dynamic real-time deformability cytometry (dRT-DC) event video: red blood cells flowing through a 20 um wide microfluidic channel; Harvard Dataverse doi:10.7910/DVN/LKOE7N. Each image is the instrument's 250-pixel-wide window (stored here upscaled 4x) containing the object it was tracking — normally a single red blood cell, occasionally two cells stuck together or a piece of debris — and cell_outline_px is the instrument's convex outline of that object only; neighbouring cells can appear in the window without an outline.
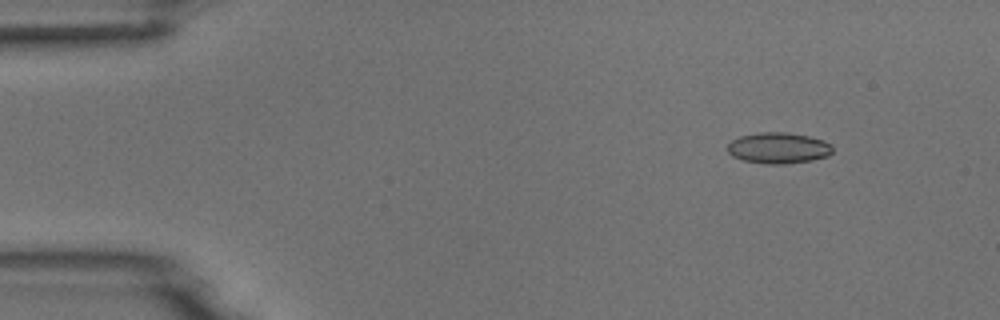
{"species": "common noctule bat (a hibernating species)", "species_latin": "Nyctalus noctula", "temperature_condition": "room temperature", "stored_images_in_passage": 5, "camera_frame_rate_fps": 3000, "um_per_image_px": 0.085, "animal": {"sex": "male", "body_mass_g": 18.8}, "frame": {"image": 1, "passage_image": 2, "time_ms": 1.0, "image_size_px": [1000, 320], "cell_outline_px": [[832, 152], [828, 156], [812, 160], [784, 164], [768, 164], [744, 160], [732, 156], [728, 152], [728, 144], [732, 140], [740, 136], [756, 132], [788, 132], [808, 136], [824, 140], [832, 144]], "centroid_in_image_um": [66.18, 12.57], "position_along_channel_um": 18.8, "area_um2": 19.07}}
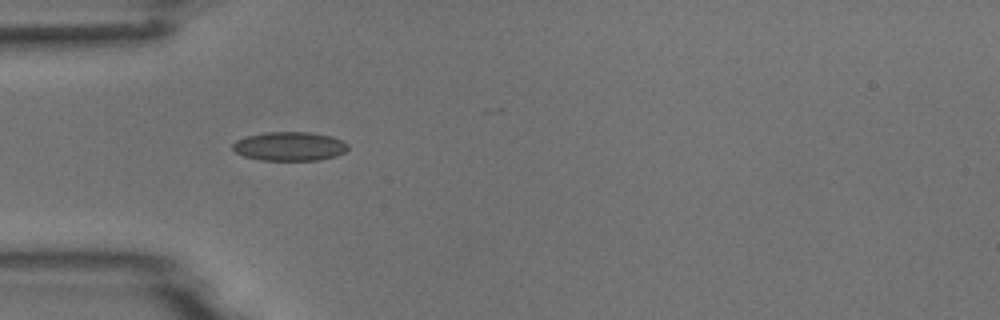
{"frame": {"image": 2, "passage_image": 5, "time_ms": 4.333, "image_size_px": [1000, 320], "cell_outline_px": [[348, 148], [344, 152], [336, 156], [320, 160], [260, 160], [244, 156], [236, 152], [232, 148], [232, 144], [236, 140], [244, 136], [264, 132], [312, 132], [332, 136], [344, 140], [348, 144]], "centroid_in_image_um": [24.62, 12.42], "position_along_channel_um": 60.4, "area_um2": 19.71}}